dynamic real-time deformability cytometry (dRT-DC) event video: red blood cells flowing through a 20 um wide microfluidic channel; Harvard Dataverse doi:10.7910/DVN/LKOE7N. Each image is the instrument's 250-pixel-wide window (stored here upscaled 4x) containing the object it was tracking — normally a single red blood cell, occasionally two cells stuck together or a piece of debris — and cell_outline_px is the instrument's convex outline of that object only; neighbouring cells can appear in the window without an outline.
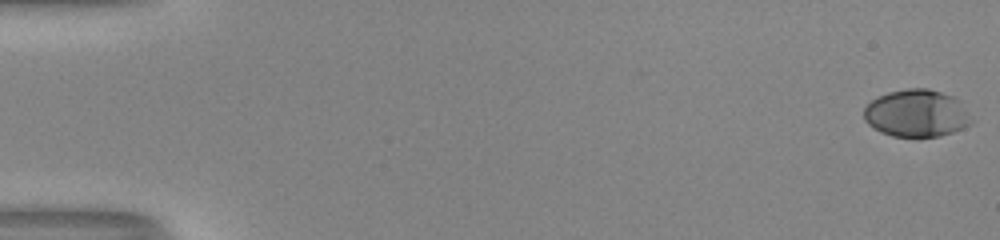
{"species": "human", "species_latin": "Homo sapiens", "temperature_condition": "room temperature", "stored_images_in_passage": 16, "camera_frame_rate_fps": 3000, "um_per_image_px": 0.085, "donor": {"sex": "male"}, "frame": {"image": 1, "passage_image": 1, "time_ms": 0.0, "image_size_px": [1000, 240], "cell_outline_px": [[972, 124], [952, 132], [940, 136], [916, 140], [892, 136], [880, 132], [868, 124], [864, 120], [864, 108], [876, 96], [888, 92], [908, 88], [928, 88], [952, 96], [960, 100], [968, 112], [972, 120]], "centroid_in_image_um": [77.9, 9.67], "position_along_channel_um": 7.1, "area_um2": 30.4}}
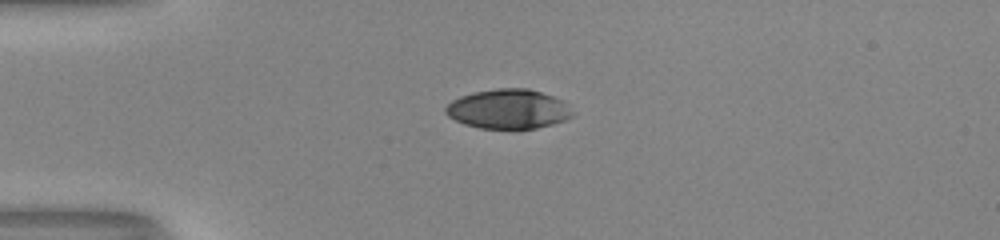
{"frame": {"image": 2, "passage_image": 15, "time_ms": 4.667, "image_size_px": [1000, 240], "cell_outline_px": [[572, 116], [564, 120], [552, 124], [536, 128], [480, 128], [464, 124], [448, 116], [444, 112], [444, 108], [452, 100], [460, 96], [472, 92], [496, 88], [528, 88], [552, 96], [560, 100], [564, 104]], "centroid_in_image_um": [43.12, 9.26], "position_along_channel_um": 41.9, "area_um2": 28.78}}